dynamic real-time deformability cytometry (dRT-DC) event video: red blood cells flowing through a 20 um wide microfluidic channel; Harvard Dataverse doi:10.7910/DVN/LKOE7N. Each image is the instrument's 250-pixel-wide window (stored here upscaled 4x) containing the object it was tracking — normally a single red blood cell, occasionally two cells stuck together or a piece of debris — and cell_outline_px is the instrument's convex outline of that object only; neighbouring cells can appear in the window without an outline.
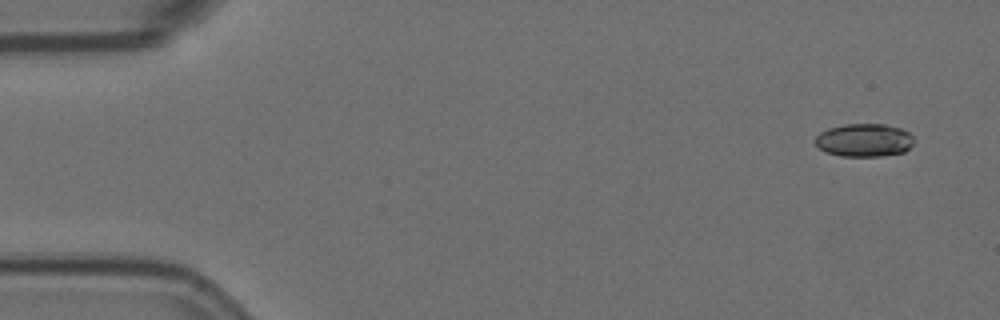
{"species": "Egyptian fruit bat (a non-hibernating species)", "species_latin": "Rousettus aegyptiacus", "temperature_condition": "room temperature", "stored_images_in_passage": 5, "camera_frame_rate_fps": 3000, "um_per_image_px": 0.085, "animal": {"sex": "female"}, "frame": {"image": 1, "passage_image": 1, "time_ms": 0.0, "image_size_px": [1000, 320], "cell_outline_px": [[912, 144], [904, 152], [884, 156], [840, 156], [824, 152], [816, 144], [816, 136], [820, 132], [828, 128], [844, 124], [884, 124], [900, 128], [908, 132], [912, 136]], "centroid_in_image_um": [73.43, 11.92], "position_along_channel_um": 11.6, "area_um2": 19.02}}
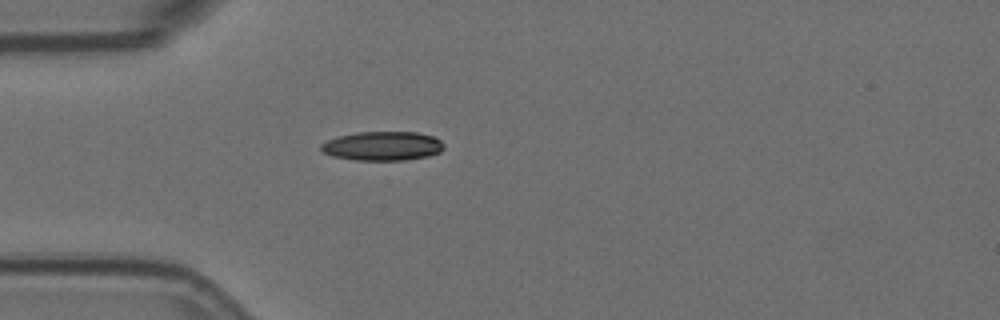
{"frame": {"image": 2, "passage_image": 5, "time_ms": 1.333, "image_size_px": [1000, 320], "cell_outline_px": [[444, 148], [440, 152], [428, 156], [404, 160], [356, 160], [332, 156], [324, 152], [320, 148], [320, 144], [328, 140], [340, 136], [356, 132], [416, 132], [432, 136], [440, 140], [444, 144]], "centroid_in_image_um": [32.53, 12.41], "position_along_channel_um": 52.5, "area_um2": 20.75}}